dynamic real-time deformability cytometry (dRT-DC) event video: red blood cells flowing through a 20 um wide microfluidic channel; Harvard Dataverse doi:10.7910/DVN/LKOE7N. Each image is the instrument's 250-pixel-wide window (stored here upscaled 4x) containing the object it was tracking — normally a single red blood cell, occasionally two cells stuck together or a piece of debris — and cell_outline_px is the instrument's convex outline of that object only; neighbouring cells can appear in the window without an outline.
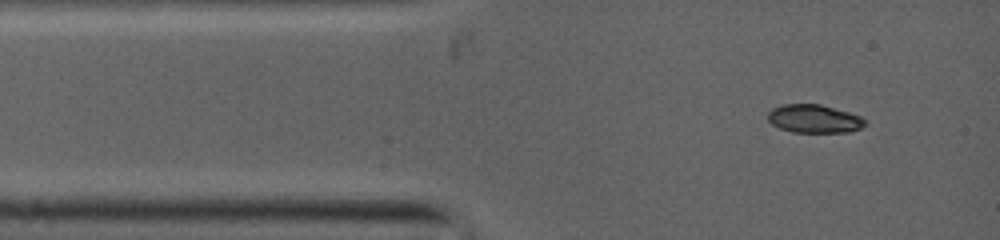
{"species": "common noctule bat (a hibernating species)", "species_latin": "Nyctalus noctula", "temperature_condition": "warm", "stored_images_in_passage": 6, "camera_frame_rate_fps": 5000, "um_per_image_px": 0.085, "animal": {"sex": "female", "body_mass_g": 19.0, "forearm_length_mm": 53.3}, "frame": {"image": 1, "passage_image": 1, "time_ms": 0.0, "image_size_px": [1000, 240], "cell_outline_px": [[864, 124], [860, 128], [848, 132], [796, 132], [780, 128], [772, 124], [768, 120], [768, 112], [772, 108], [784, 104], [820, 104], [848, 112], [860, 116], [864, 120]], "centroid_in_image_um": [69.17, 10.09], "position_along_channel_um": 15.8, "area_um2": 15.78}}
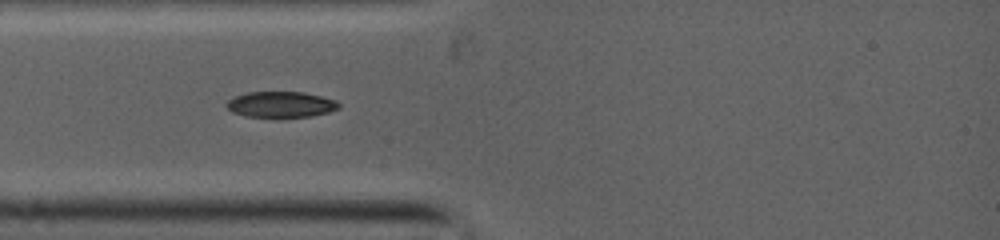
{"frame": {"image": 2, "passage_image": 4, "time_ms": 1.8, "image_size_px": [1000, 240], "cell_outline_px": [[340, 108], [328, 112], [312, 116], [248, 116], [232, 112], [228, 108], [228, 100], [236, 96], [248, 92], [304, 92], [336, 100], [340, 104]], "centroid_in_image_um": [23.92, 8.86], "position_along_channel_um": 61.1, "area_um2": 16.53}}
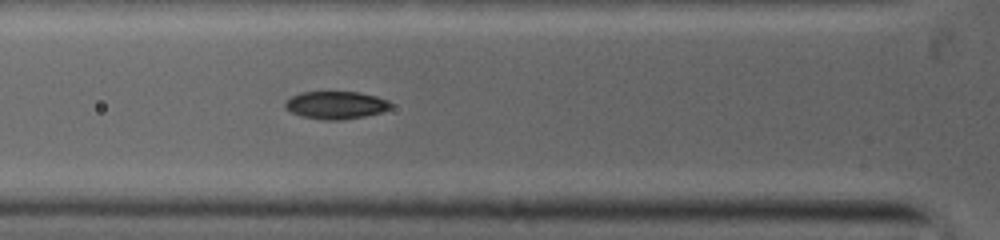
{"frame": {"image": 3, "passage_image": 6, "time_ms": 2.6, "image_size_px": [1000, 240], "cell_outline_px": [[392, 104], [388, 108], [380, 112], [364, 116], [340, 120], [324, 120], [304, 116], [292, 112], [284, 104], [292, 96], [300, 92], [356, 92], [376, 96], [388, 100]], "centroid_in_image_um": [28.56, 8.92], "position_along_channel_um": 97.2, "area_um2": 16.65}}